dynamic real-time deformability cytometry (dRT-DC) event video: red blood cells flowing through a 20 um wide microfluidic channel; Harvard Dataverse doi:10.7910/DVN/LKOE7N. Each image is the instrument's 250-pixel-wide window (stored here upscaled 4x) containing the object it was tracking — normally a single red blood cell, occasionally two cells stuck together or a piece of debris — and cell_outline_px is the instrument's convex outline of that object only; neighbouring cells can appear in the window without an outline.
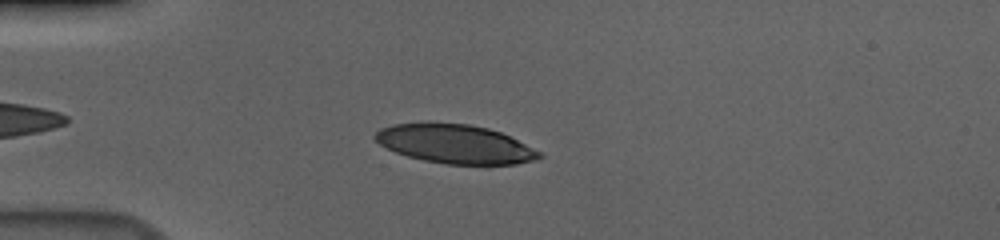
{"species": "human", "species_latin": "Homo sapiens", "temperature_condition": "cold", "stored_images_in_passage": 44, "camera_frame_rate_fps": 3000, "um_per_image_px": 0.085, "donor": {"sex": "male"}, "frame": {"image": 1, "passage_image": 8, "time_ms": 2.333, "image_size_px": [1000, 240], "cell_outline_px": [[544, 156], [536, 160], [516, 164], [488, 168], [444, 164], [424, 160], [408, 156], [396, 152], [380, 144], [372, 136], [380, 128], [392, 124], [428, 120], [468, 124], [488, 128], [500, 132], [540, 152]], "centroid_in_image_um": [38.68, 12.25], "position_along_channel_um": 46.3, "area_um2": 38.61}}
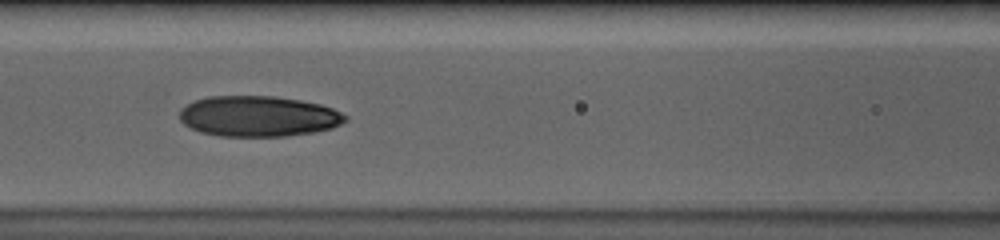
{"frame": {"image": 2, "passage_image": 18, "time_ms": 5.667, "image_size_px": [1000, 240], "cell_outline_px": [[348, 120], [332, 128], [312, 132], [288, 136], [220, 136], [200, 132], [184, 124], [180, 120], [180, 108], [196, 100], [208, 96], [272, 96], [300, 100], [320, 104], [332, 108], [348, 116]], "centroid_in_image_um": [21.97, 9.88], "position_along_channel_um": 144.6, "area_um2": 39.25}}
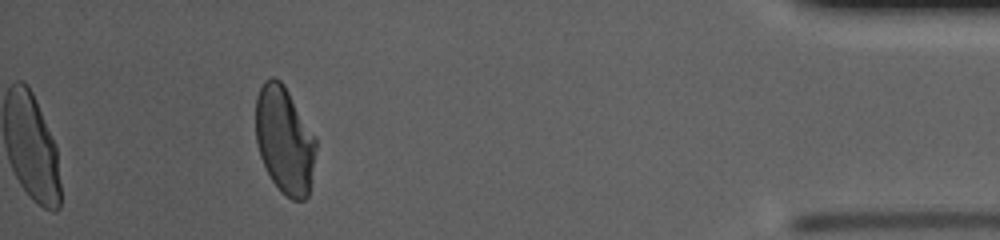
{"frame": {"image": 3, "passage_image": 44, "time_ms": 14.333, "image_size_px": [1000, 240], "cell_outline_px": [[316, 148], [308, 196], [304, 200], [292, 200], [272, 180], [260, 156], [256, 140], [256, 96], [264, 80], [272, 76], [280, 80], [284, 84], [316, 140]], "centroid_in_image_um": [24.16, 11.88], "position_along_channel_um": 411.0, "area_um2": 36.93}, "authors_computed_cell_mechanics": {"area_um2": 38.8705, "velocity_mm_per_s": 3.6835, "shape_relaxation_time_tau1_ms": 7.1322, "shape_relaxation_time_tau2_ms": 2.5374, "deformation_change_tau1": 0.2033, "deformation_change_tau2": 0.0827}}